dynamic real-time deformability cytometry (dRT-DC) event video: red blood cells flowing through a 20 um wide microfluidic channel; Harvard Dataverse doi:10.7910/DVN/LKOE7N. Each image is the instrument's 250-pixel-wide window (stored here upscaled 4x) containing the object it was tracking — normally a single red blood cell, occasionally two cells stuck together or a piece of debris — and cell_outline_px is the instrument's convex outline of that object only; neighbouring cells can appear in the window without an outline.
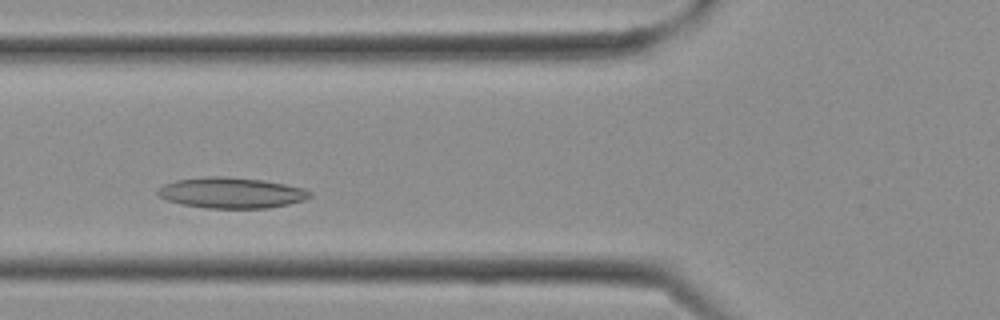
{"species": "Egyptian fruit bat (a non-hibernating species)", "species_latin": "Rousettus aegyptiacus", "temperature_condition": "cold", "stored_images_in_passage": 24, "camera_frame_rate_fps": 3000, "um_per_image_px": 0.085, "frame": {"image": 1, "passage_image": 5, "time_ms": 1.333, "image_size_px": [1000, 320], "cell_outline_px": [[312, 196], [304, 200], [288, 204], [268, 208], [208, 208], [184, 204], [168, 200], [160, 196], [156, 192], [156, 188], [164, 184], [176, 180], [204, 176], [224, 176], [260, 180], [284, 184], [304, 188], [312, 192]], "centroid_in_image_um": [19.66, 16.38], "position_along_channel_um": 106.1, "area_um2": 27.17}}
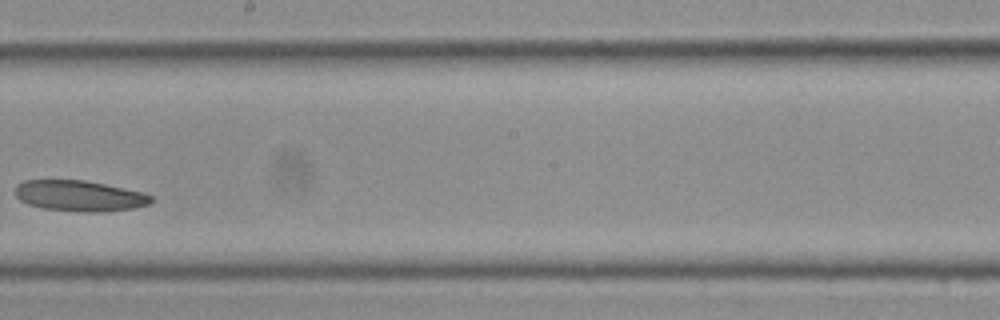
{"frame": {"image": 2, "passage_image": 11, "time_ms": 3.333, "image_size_px": [1000, 320], "cell_outline_px": [[152, 200], [148, 204], [132, 208], [104, 212], [88, 212], [44, 208], [28, 204], [20, 200], [16, 196], [16, 184], [24, 180], [84, 180], [104, 184], [140, 192], [152, 196]], "centroid_in_image_um": [6.72, 16.64], "position_along_channel_um": 241.5, "area_um2": 24.04}}
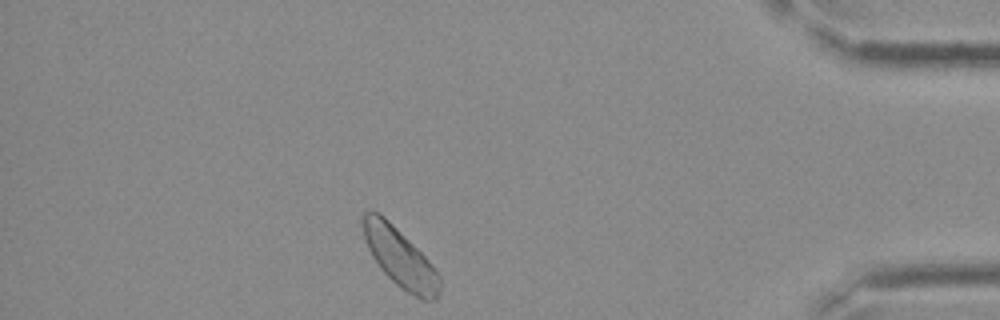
{"frame": {"image": 3, "passage_image": 20, "time_ms": 6.333, "image_size_px": [1000, 320], "cell_outline_px": [[440, 292], [436, 300], [424, 300], [408, 292], [396, 284], [380, 268], [372, 256], [364, 240], [360, 220], [364, 212], [380, 212], [432, 264], [440, 276]], "centroid_in_image_um": [33.97, 21.89], "position_along_channel_um": 401.2, "area_um2": 26.01}}